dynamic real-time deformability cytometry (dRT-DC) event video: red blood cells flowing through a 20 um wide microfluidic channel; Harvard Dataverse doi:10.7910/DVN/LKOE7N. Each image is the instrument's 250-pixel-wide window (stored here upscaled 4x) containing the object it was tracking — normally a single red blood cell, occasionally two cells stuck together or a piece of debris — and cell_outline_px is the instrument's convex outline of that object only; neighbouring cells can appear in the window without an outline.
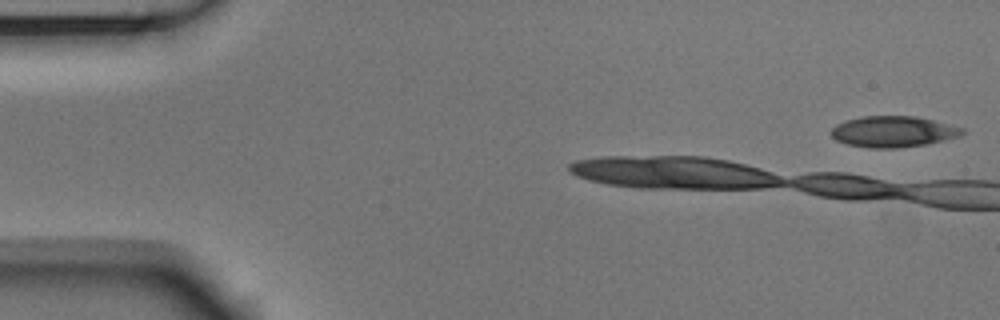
{"species": "Egyptian fruit bat (a non-hibernating species)", "species_latin": "Rousettus aegyptiacus", "temperature_condition": "room temperature", "stored_images_in_passage": 8, "camera_frame_rate_fps": 3000, "um_per_image_px": 0.085, "animal": {"sex": "male"}, "frame": {"image": 1, "passage_image": 1, "time_ms": 0.0, "image_size_px": [1000, 320], "cell_outline_px": [[968, 132], [960, 136], [928, 144], [896, 148], [868, 148], [848, 144], [836, 140], [828, 132], [836, 124], [844, 120], [860, 116], [916, 116], [964, 128]], "centroid_in_image_um": [75.91, 11.18], "position_along_channel_um": 9.1, "area_um2": 23.99}}